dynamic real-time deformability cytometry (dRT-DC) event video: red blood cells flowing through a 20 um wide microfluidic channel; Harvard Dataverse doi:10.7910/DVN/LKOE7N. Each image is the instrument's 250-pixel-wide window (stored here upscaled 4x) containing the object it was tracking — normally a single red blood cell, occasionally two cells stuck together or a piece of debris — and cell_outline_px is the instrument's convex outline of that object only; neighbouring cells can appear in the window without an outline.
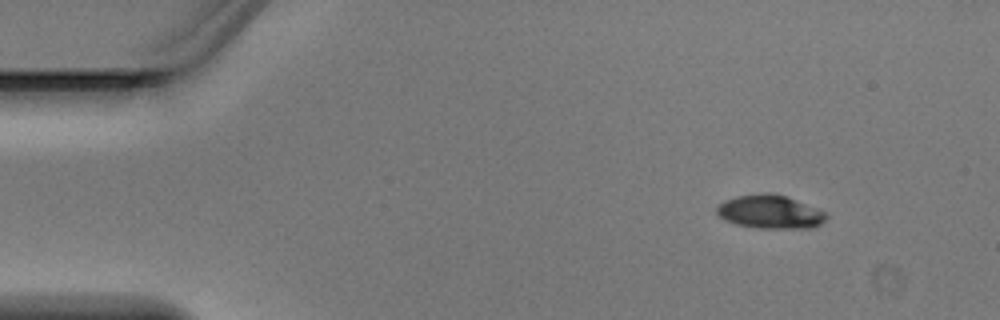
{"species": "Egyptian fruit bat (a non-hibernating species)", "species_latin": "Rousettus aegyptiacus", "temperature_condition": "warm", "stored_images_in_passage": 4, "camera_frame_rate_fps": 3000, "um_per_image_px": 0.085, "animal": {"sex": "male"}, "frame": {"image": 1, "passage_image": 1, "time_ms": 0.0, "image_size_px": [1000, 320], "cell_outline_px": [[828, 216], [820, 224], [812, 228], [760, 228], [736, 224], [720, 216], [716, 212], [716, 208], [724, 200], [736, 196], [760, 192], [772, 192], [788, 196], [816, 208], [824, 212]], "centroid_in_image_um": [65.46, 17.98], "position_along_channel_um": 19.5, "area_um2": 21.39}}
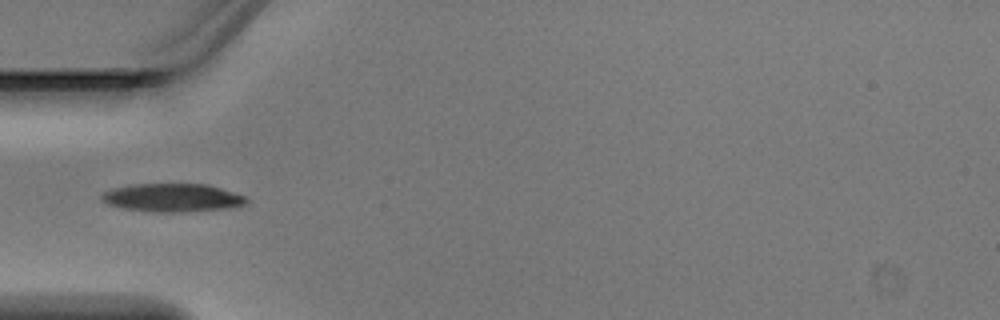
{"frame": {"image": 2, "passage_image": 4, "time_ms": 1.0, "image_size_px": [1000, 320], "cell_outline_px": [[248, 200], [244, 204], [232, 208], [176, 212], [156, 212], [124, 208], [108, 204], [100, 200], [100, 196], [104, 192], [112, 188], [132, 184], [208, 184], [244, 196]], "centroid_in_image_um": [14.62, 16.8], "position_along_channel_um": 70.4, "area_um2": 23.7}}